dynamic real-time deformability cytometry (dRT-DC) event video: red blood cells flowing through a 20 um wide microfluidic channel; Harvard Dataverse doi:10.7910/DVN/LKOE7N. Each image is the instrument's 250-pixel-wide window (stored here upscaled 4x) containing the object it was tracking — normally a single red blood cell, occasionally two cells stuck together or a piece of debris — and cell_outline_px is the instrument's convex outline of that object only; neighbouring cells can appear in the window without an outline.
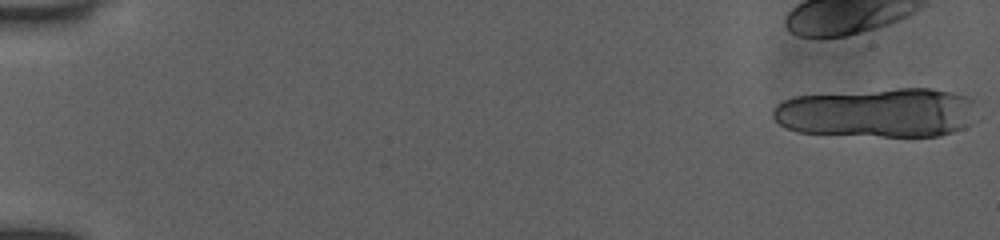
{"species": "human", "species_latin": "Homo sapiens", "temperature_condition": "room temperature", "stored_images_in_passage": 19, "camera_frame_rate_fps": 3000, "um_per_image_px": 0.085, "donor": {"sex": "female"}, "frame": {"image": 1, "passage_image": 1, "time_ms": 0.0, "image_size_px": [1000, 240], "cell_outline_px": [[984, 116], [980, 120], [964, 128], [940, 136], [880, 136], [796, 132], [780, 124], [772, 116], [772, 108], [776, 104], [784, 100], [796, 96], [896, 88], [932, 88], [972, 96], [976, 100]], "centroid_in_image_um": [74.79, 9.57], "position_along_channel_um": 10.2, "area_um2": 60.17}}